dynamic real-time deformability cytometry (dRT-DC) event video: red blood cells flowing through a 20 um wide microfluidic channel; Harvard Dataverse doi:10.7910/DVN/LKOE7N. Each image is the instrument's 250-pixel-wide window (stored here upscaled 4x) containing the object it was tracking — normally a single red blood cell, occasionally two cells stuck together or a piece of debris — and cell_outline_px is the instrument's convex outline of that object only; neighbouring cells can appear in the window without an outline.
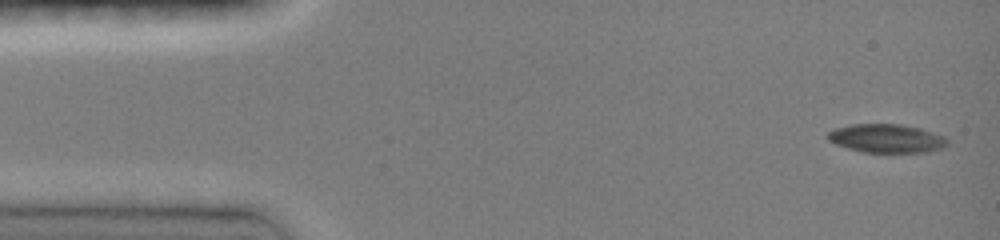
{"species": "common noctule bat (a hibernating species)", "species_latin": "Nyctalus noctula", "temperature_condition": "room temperature", "stored_images_in_passage": 39, "camera_frame_rate_fps": 3000, "um_per_image_px": 0.085, "animal": {"sex": "female", "body_mass_g": 19.0, "forearm_length_mm": 51.5}, "frame": {"image": 1, "passage_image": 1, "time_ms": 0.0, "image_size_px": [1000, 240], "cell_outline_px": [[948, 144], [944, 148], [928, 152], [860, 152], [836, 144], [828, 140], [828, 132], [836, 128], [852, 124], [900, 124], [920, 128], [944, 136], [948, 140]], "centroid_in_image_um": [75.38, 11.77], "position_along_channel_um": 9.6, "area_um2": 19.94}}
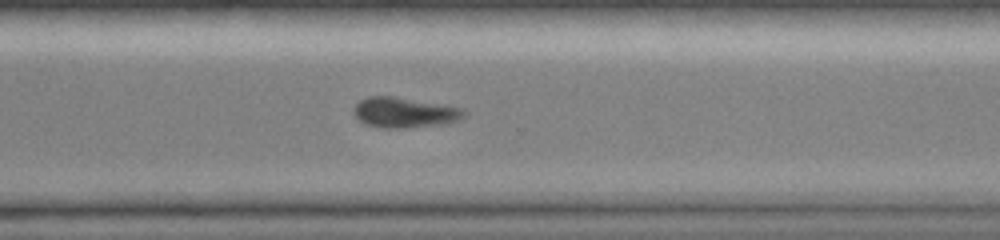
{"frame": {"image": 2, "passage_image": 28, "time_ms": 9.0, "image_size_px": [1000, 240], "cell_outline_px": [[468, 112], [464, 116], [456, 120], [440, 124], [400, 128], [380, 128], [368, 124], [360, 120], [352, 112], [356, 104], [360, 100], [368, 96], [392, 96], [444, 104], [464, 108]], "centroid_in_image_um": [34.38, 9.54], "position_along_channel_um": 336.2, "area_um2": 19.36}}
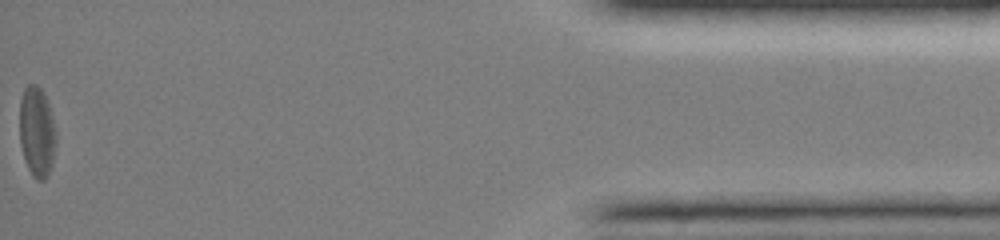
{"frame": {"image": 3, "passage_image": 39, "time_ms": 12.667, "image_size_px": [1000, 240], "cell_outline_px": [[56, 144], [48, 176], [44, 180], [36, 180], [32, 176], [28, 168], [20, 144], [20, 100], [24, 88], [28, 84], [36, 84], [44, 92], [48, 104], [56, 132]], "centroid_in_image_um": [3.13, 11.2], "position_along_channel_um": 432.1, "area_um2": 19.13}, "authors_computed_cell_mechanics": {"area_um2": 20.519, "velocity_mm_per_s": 4.1333, "shape_relaxation_time_tau1_ms": 1.6923, "shape_relaxation_time_tau2_ms": null, "deformation_change_tau1": 0.1118, "deformation_change_tau2": null}}